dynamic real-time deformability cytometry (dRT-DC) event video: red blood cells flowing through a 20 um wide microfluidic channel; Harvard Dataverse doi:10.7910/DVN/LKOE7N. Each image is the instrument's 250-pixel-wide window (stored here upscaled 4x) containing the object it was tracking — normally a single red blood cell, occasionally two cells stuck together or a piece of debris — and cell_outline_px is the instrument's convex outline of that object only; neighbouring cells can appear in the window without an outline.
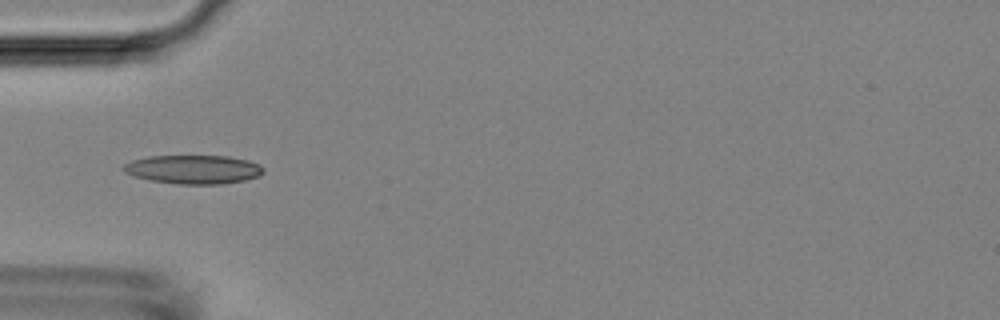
{"species": "Egyptian fruit bat (a non-hibernating species)", "species_latin": "Rousettus aegyptiacus", "temperature_condition": "room temperature", "stored_images_in_passage": 4, "camera_frame_rate_fps": 3000, "um_per_image_px": 0.085, "animal": {"sex": "female"}, "frame": {"image": 1, "passage_image": 3, "time_ms": 0.667, "image_size_px": [1000, 320], "cell_outline_px": [[264, 172], [260, 176], [244, 180], [224, 184], [176, 184], [148, 180], [124, 172], [120, 168], [124, 164], [132, 160], [148, 156], [228, 156], [248, 160], [260, 164], [264, 168]], "centroid_in_image_um": [16.45, 14.4], "position_along_channel_um": 68.6, "area_um2": 23.7}}